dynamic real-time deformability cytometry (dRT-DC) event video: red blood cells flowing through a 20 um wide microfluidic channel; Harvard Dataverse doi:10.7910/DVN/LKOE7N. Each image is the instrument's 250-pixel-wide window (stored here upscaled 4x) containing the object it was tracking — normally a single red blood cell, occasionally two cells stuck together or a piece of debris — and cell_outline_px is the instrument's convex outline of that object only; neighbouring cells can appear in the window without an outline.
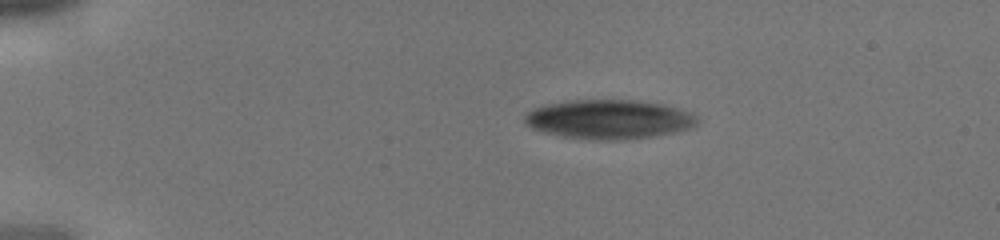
{"species": "human", "species_latin": "Homo sapiens", "temperature_condition": "cold", "stored_images_in_passage": 35, "camera_frame_rate_fps": 3000, "um_per_image_px": 0.085, "donor": {"sex": "male"}, "frame": {"image": 1, "passage_image": 1, "time_ms": 0.0, "image_size_px": [1000, 240], "cell_outline_px": [[700, 120], [696, 128], [680, 132], [652, 136], [620, 140], [592, 140], [564, 136], [544, 132], [532, 128], [524, 124], [524, 116], [532, 108], [548, 104], [572, 100], [636, 100], [664, 104], [692, 112], [700, 116]], "centroid_in_image_um": [51.86, 10.14], "position_along_channel_um": 33.1, "area_um2": 40.06}}
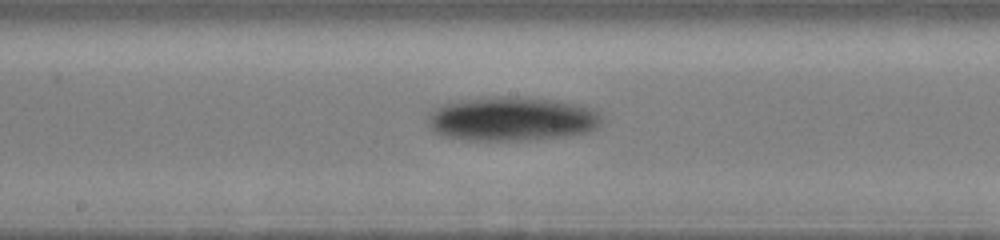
{"frame": {"image": 2, "passage_image": 16, "time_ms": 5.0, "image_size_px": [1000, 240], "cell_outline_px": [[600, 124], [596, 128], [584, 132], [568, 136], [520, 140], [468, 140], [444, 136], [432, 132], [428, 124], [428, 120], [432, 112], [436, 108], [444, 104], [460, 100], [496, 96], [508, 96], [552, 100], [592, 108], [600, 112]], "centroid_in_image_um": [43.47, 10.11], "position_along_channel_um": 204.7, "area_um2": 44.27}}
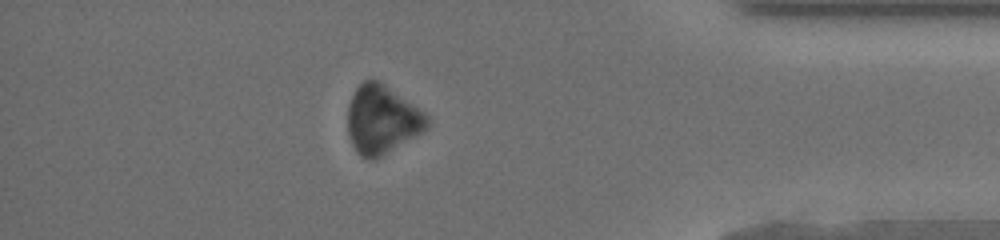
{"frame": {"image": 3, "passage_image": 30, "time_ms": 9.667, "image_size_px": [1000, 240], "cell_outline_px": [[428, 124], [420, 132], [376, 160], [368, 160], [360, 156], [356, 152], [352, 144], [348, 132], [348, 104], [356, 88], [364, 80], [380, 80], [420, 108], [428, 116]], "centroid_in_image_um": [32.44, 10.16], "position_along_channel_um": 402.8, "area_um2": 31.62}}